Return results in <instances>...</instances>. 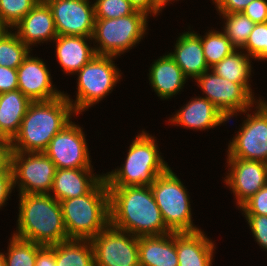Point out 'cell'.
I'll use <instances>...</instances> for the list:
<instances>
[{"label": "cell", "instance_id": "obj_1", "mask_svg": "<svg viewBox=\"0 0 267 266\" xmlns=\"http://www.w3.org/2000/svg\"><path fill=\"white\" fill-rule=\"evenodd\" d=\"M110 224L130 234L159 236L170 233L150 186L108 187Z\"/></svg>", "mask_w": 267, "mask_h": 266}, {"label": "cell", "instance_id": "obj_2", "mask_svg": "<svg viewBox=\"0 0 267 266\" xmlns=\"http://www.w3.org/2000/svg\"><path fill=\"white\" fill-rule=\"evenodd\" d=\"M73 114L76 113L64 94L53 100L32 102L10 141L12 152H44L51 139L71 122Z\"/></svg>", "mask_w": 267, "mask_h": 266}, {"label": "cell", "instance_id": "obj_3", "mask_svg": "<svg viewBox=\"0 0 267 266\" xmlns=\"http://www.w3.org/2000/svg\"><path fill=\"white\" fill-rule=\"evenodd\" d=\"M15 237L42 246L69 240L60 202L50 194H20Z\"/></svg>", "mask_w": 267, "mask_h": 266}, {"label": "cell", "instance_id": "obj_4", "mask_svg": "<svg viewBox=\"0 0 267 266\" xmlns=\"http://www.w3.org/2000/svg\"><path fill=\"white\" fill-rule=\"evenodd\" d=\"M69 239L91 240L110 223L109 189L104 177L85 195L60 201Z\"/></svg>", "mask_w": 267, "mask_h": 266}, {"label": "cell", "instance_id": "obj_5", "mask_svg": "<svg viewBox=\"0 0 267 266\" xmlns=\"http://www.w3.org/2000/svg\"><path fill=\"white\" fill-rule=\"evenodd\" d=\"M154 138L145 131L135 137L122 167L103 174L107 187L151 186L169 168Z\"/></svg>", "mask_w": 267, "mask_h": 266}, {"label": "cell", "instance_id": "obj_6", "mask_svg": "<svg viewBox=\"0 0 267 266\" xmlns=\"http://www.w3.org/2000/svg\"><path fill=\"white\" fill-rule=\"evenodd\" d=\"M150 188L162 219L171 232L200 230L193 225L188 191L170 167L154 180Z\"/></svg>", "mask_w": 267, "mask_h": 266}, {"label": "cell", "instance_id": "obj_7", "mask_svg": "<svg viewBox=\"0 0 267 266\" xmlns=\"http://www.w3.org/2000/svg\"><path fill=\"white\" fill-rule=\"evenodd\" d=\"M147 13L136 10L133 14L111 19H95L92 40L98 55L116 56L132 49L143 39L147 30Z\"/></svg>", "mask_w": 267, "mask_h": 266}, {"label": "cell", "instance_id": "obj_8", "mask_svg": "<svg viewBox=\"0 0 267 266\" xmlns=\"http://www.w3.org/2000/svg\"><path fill=\"white\" fill-rule=\"evenodd\" d=\"M114 58L116 59V56L96 54L75 73L78 74L76 99L75 101L70 99L66 93L64 96L71 103L76 114L99 103L118 83L121 74L114 64Z\"/></svg>", "mask_w": 267, "mask_h": 266}, {"label": "cell", "instance_id": "obj_9", "mask_svg": "<svg viewBox=\"0 0 267 266\" xmlns=\"http://www.w3.org/2000/svg\"><path fill=\"white\" fill-rule=\"evenodd\" d=\"M10 167L19 194H50L56 166L44 152H12Z\"/></svg>", "mask_w": 267, "mask_h": 266}, {"label": "cell", "instance_id": "obj_10", "mask_svg": "<svg viewBox=\"0 0 267 266\" xmlns=\"http://www.w3.org/2000/svg\"><path fill=\"white\" fill-rule=\"evenodd\" d=\"M256 112L246 114L242 127L228 145V158L267 163V101L259 99Z\"/></svg>", "mask_w": 267, "mask_h": 266}, {"label": "cell", "instance_id": "obj_11", "mask_svg": "<svg viewBox=\"0 0 267 266\" xmlns=\"http://www.w3.org/2000/svg\"><path fill=\"white\" fill-rule=\"evenodd\" d=\"M90 241L95 266H139V237L109 223Z\"/></svg>", "mask_w": 267, "mask_h": 266}, {"label": "cell", "instance_id": "obj_12", "mask_svg": "<svg viewBox=\"0 0 267 266\" xmlns=\"http://www.w3.org/2000/svg\"><path fill=\"white\" fill-rule=\"evenodd\" d=\"M196 82L204 97L226 116L227 121L239 112L246 114L258 102L244 86L220 77L213 70L210 73V69L199 76Z\"/></svg>", "mask_w": 267, "mask_h": 266}, {"label": "cell", "instance_id": "obj_13", "mask_svg": "<svg viewBox=\"0 0 267 266\" xmlns=\"http://www.w3.org/2000/svg\"><path fill=\"white\" fill-rule=\"evenodd\" d=\"M44 153L56 169H93L82 127L72 121L51 139Z\"/></svg>", "mask_w": 267, "mask_h": 266}, {"label": "cell", "instance_id": "obj_14", "mask_svg": "<svg viewBox=\"0 0 267 266\" xmlns=\"http://www.w3.org/2000/svg\"><path fill=\"white\" fill-rule=\"evenodd\" d=\"M89 0H56L50 6L57 35L92 37L95 25L94 4Z\"/></svg>", "mask_w": 267, "mask_h": 266}, {"label": "cell", "instance_id": "obj_15", "mask_svg": "<svg viewBox=\"0 0 267 266\" xmlns=\"http://www.w3.org/2000/svg\"><path fill=\"white\" fill-rule=\"evenodd\" d=\"M228 175L224 183L237 200L238 209L267 184V163L241 158H227Z\"/></svg>", "mask_w": 267, "mask_h": 266}, {"label": "cell", "instance_id": "obj_16", "mask_svg": "<svg viewBox=\"0 0 267 266\" xmlns=\"http://www.w3.org/2000/svg\"><path fill=\"white\" fill-rule=\"evenodd\" d=\"M18 90L32 102L49 101L64 94L52 85L51 75L45 62L29 54L17 68Z\"/></svg>", "mask_w": 267, "mask_h": 266}, {"label": "cell", "instance_id": "obj_17", "mask_svg": "<svg viewBox=\"0 0 267 266\" xmlns=\"http://www.w3.org/2000/svg\"><path fill=\"white\" fill-rule=\"evenodd\" d=\"M13 28L17 30L15 33L29 49L33 44L48 40L51 42L58 36L53 13L48 4L38 3Z\"/></svg>", "mask_w": 267, "mask_h": 266}, {"label": "cell", "instance_id": "obj_18", "mask_svg": "<svg viewBox=\"0 0 267 266\" xmlns=\"http://www.w3.org/2000/svg\"><path fill=\"white\" fill-rule=\"evenodd\" d=\"M226 121V116L205 97L193 98L169 119L171 124L196 130L214 128Z\"/></svg>", "mask_w": 267, "mask_h": 266}, {"label": "cell", "instance_id": "obj_19", "mask_svg": "<svg viewBox=\"0 0 267 266\" xmlns=\"http://www.w3.org/2000/svg\"><path fill=\"white\" fill-rule=\"evenodd\" d=\"M178 266H212L215 245L203 231L175 232Z\"/></svg>", "mask_w": 267, "mask_h": 266}, {"label": "cell", "instance_id": "obj_20", "mask_svg": "<svg viewBox=\"0 0 267 266\" xmlns=\"http://www.w3.org/2000/svg\"><path fill=\"white\" fill-rule=\"evenodd\" d=\"M93 169H56L50 195L57 201L87 194L102 178Z\"/></svg>", "mask_w": 267, "mask_h": 266}, {"label": "cell", "instance_id": "obj_21", "mask_svg": "<svg viewBox=\"0 0 267 266\" xmlns=\"http://www.w3.org/2000/svg\"><path fill=\"white\" fill-rule=\"evenodd\" d=\"M184 75L195 80L204 72L211 69L206 62L200 34L193 32L182 33L175 44L174 52L168 53Z\"/></svg>", "mask_w": 267, "mask_h": 266}, {"label": "cell", "instance_id": "obj_22", "mask_svg": "<svg viewBox=\"0 0 267 266\" xmlns=\"http://www.w3.org/2000/svg\"><path fill=\"white\" fill-rule=\"evenodd\" d=\"M139 266H178L175 232L139 237Z\"/></svg>", "mask_w": 267, "mask_h": 266}, {"label": "cell", "instance_id": "obj_23", "mask_svg": "<svg viewBox=\"0 0 267 266\" xmlns=\"http://www.w3.org/2000/svg\"><path fill=\"white\" fill-rule=\"evenodd\" d=\"M90 40L92 37L75 35H58L54 39L57 61L65 73L75 74L96 55L87 43Z\"/></svg>", "mask_w": 267, "mask_h": 266}, {"label": "cell", "instance_id": "obj_24", "mask_svg": "<svg viewBox=\"0 0 267 266\" xmlns=\"http://www.w3.org/2000/svg\"><path fill=\"white\" fill-rule=\"evenodd\" d=\"M186 79L181 68L169 54L160 56L149 69V84L157 96L164 100L178 94Z\"/></svg>", "mask_w": 267, "mask_h": 266}, {"label": "cell", "instance_id": "obj_25", "mask_svg": "<svg viewBox=\"0 0 267 266\" xmlns=\"http://www.w3.org/2000/svg\"><path fill=\"white\" fill-rule=\"evenodd\" d=\"M31 103L18 89L0 94V139L15 137Z\"/></svg>", "mask_w": 267, "mask_h": 266}, {"label": "cell", "instance_id": "obj_26", "mask_svg": "<svg viewBox=\"0 0 267 266\" xmlns=\"http://www.w3.org/2000/svg\"><path fill=\"white\" fill-rule=\"evenodd\" d=\"M56 266H95L90 240L69 239L55 244Z\"/></svg>", "mask_w": 267, "mask_h": 266}, {"label": "cell", "instance_id": "obj_27", "mask_svg": "<svg viewBox=\"0 0 267 266\" xmlns=\"http://www.w3.org/2000/svg\"><path fill=\"white\" fill-rule=\"evenodd\" d=\"M242 52H239L237 49L234 50L230 55L211 67V70L220 77L241 84L254 96L248 81L251 78L252 67L250 58L252 57Z\"/></svg>", "mask_w": 267, "mask_h": 266}, {"label": "cell", "instance_id": "obj_28", "mask_svg": "<svg viewBox=\"0 0 267 266\" xmlns=\"http://www.w3.org/2000/svg\"><path fill=\"white\" fill-rule=\"evenodd\" d=\"M220 16L226 20L223 29L232 46L235 49L243 50L255 23L242 12L220 13Z\"/></svg>", "mask_w": 267, "mask_h": 266}, {"label": "cell", "instance_id": "obj_29", "mask_svg": "<svg viewBox=\"0 0 267 266\" xmlns=\"http://www.w3.org/2000/svg\"><path fill=\"white\" fill-rule=\"evenodd\" d=\"M10 239L8 252L3 253L5 266H35L37 253L43 246L15 236Z\"/></svg>", "mask_w": 267, "mask_h": 266}, {"label": "cell", "instance_id": "obj_30", "mask_svg": "<svg viewBox=\"0 0 267 266\" xmlns=\"http://www.w3.org/2000/svg\"><path fill=\"white\" fill-rule=\"evenodd\" d=\"M200 38L203 53L210 68L236 50L224 32L213 29L209 30L205 36H200Z\"/></svg>", "mask_w": 267, "mask_h": 266}, {"label": "cell", "instance_id": "obj_31", "mask_svg": "<svg viewBox=\"0 0 267 266\" xmlns=\"http://www.w3.org/2000/svg\"><path fill=\"white\" fill-rule=\"evenodd\" d=\"M31 50L11 29L0 37V66L17 69Z\"/></svg>", "mask_w": 267, "mask_h": 266}, {"label": "cell", "instance_id": "obj_32", "mask_svg": "<svg viewBox=\"0 0 267 266\" xmlns=\"http://www.w3.org/2000/svg\"><path fill=\"white\" fill-rule=\"evenodd\" d=\"M37 4V0H0V19L13 29Z\"/></svg>", "mask_w": 267, "mask_h": 266}, {"label": "cell", "instance_id": "obj_33", "mask_svg": "<svg viewBox=\"0 0 267 266\" xmlns=\"http://www.w3.org/2000/svg\"><path fill=\"white\" fill-rule=\"evenodd\" d=\"M93 4L95 19L119 18L137 10L129 0H96Z\"/></svg>", "mask_w": 267, "mask_h": 266}, {"label": "cell", "instance_id": "obj_34", "mask_svg": "<svg viewBox=\"0 0 267 266\" xmlns=\"http://www.w3.org/2000/svg\"><path fill=\"white\" fill-rule=\"evenodd\" d=\"M255 60H267V23H257L250 33L243 51Z\"/></svg>", "mask_w": 267, "mask_h": 266}, {"label": "cell", "instance_id": "obj_35", "mask_svg": "<svg viewBox=\"0 0 267 266\" xmlns=\"http://www.w3.org/2000/svg\"><path fill=\"white\" fill-rule=\"evenodd\" d=\"M244 215H267V184L241 207Z\"/></svg>", "mask_w": 267, "mask_h": 266}, {"label": "cell", "instance_id": "obj_36", "mask_svg": "<svg viewBox=\"0 0 267 266\" xmlns=\"http://www.w3.org/2000/svg\"><path fill=\"white\" fill-rule=\"evenodd\" d=\"M254 239L267 251V215H245Z\"/></svg>", "mask_w": 267, "mask_h": 266}, {"label": "cell", "instance_id": "obj_37", "mask_svg": "<svg viewBox=\"0 0 267 266\" xmlns=\"http://www.w3.org/2000/svg\"><path fill=\"white\" fill-rule=\"evenodd\" d=\"M255 24L267 23V0H252L242 11Z\"/></svg>", "mask_w": 267, "mask_h": 266}, {"label": "cell", "instance_id": "obj_38", "mask_svg": "<svg viewBox=\"0 0 267 266\" xmlns=\"http://www.w3.org/2000/svg\"><path fill=\"white\" fill-rule=\"evenodd\" d=\"M17 89V69L0 66V94Z\"/></svg>", "mask_w": 267, "mask_h": 266}, {"label": "cell", "instance_id": "obj_39", "mask_svg": "<svg viewBox=\"0 0 267 266\" xmlns=\"http://www.w3.org/2000/svg\"><path fill=\"white\" fill-rule=\"evenodd\" d=\"M252 0H213L218 13H240Z\"/></svg>", "mask_w": 267, "mask_h": 266}, {"label": "cell", "instance_id": "obj_40", "mask_svg": "<svg viewBox=\"0 0 267 266\" xmlns=\"http://www.w3.org/2000/svg\"><path fill=\"white\" fill-rule=\"evenodd\" d=\"M13 186V176L11 167L4 172H0V208L3 207L11 194Z\"/></svg>", "mask_w": 267, "mask_h": 266}, {"label": "cell", "instance_id": "obj_41", "mask_svg": "<svg viewBox=\"0 0 267 266\" xmlns=\"http://www.w3.org/2000/svg\"><path fill=\"white\" fill-rule=\"evenodd\" d=\"M35 266H56L55 245L43 246L38 251Z\"/></svg>", "mask_w": 267, "mask_h": 266}, {"label": "cell", "instance_id": "obj_42", "mask_svg": "<svg viewBox=\"0 0 267 266\" xmlns=\"http://www.w3.org/2000/svg\"><path fill=\"white\" fill-rule=\"evenodd\" d=\"M12 147L7 139H0V172L7 171L11 166Z\"/></svg>", "mask_w": 267, "mask_h": 266}, {"label": "cell", "instance_id": "obj_43", "mask_svg": "<svg viewBox=\"0 0 267 266\" xmlns=\"http://www.w3.org/2000/svg\"><path fill=\"white\" fill-rule=\"evenodd\" d=\"M130 3L140 11L149 15H157L161 10L155 5L153 0H129ZM152 13V14H151Z\"/></svg>", "mask_w": 267, "mask_h": 266}, {"label": "cell", "instance_id": "obj_44", "mask_svg": "<svg viewBox=\"0 0 267 266\" xmlns=\"http://www.w3.org/2000/svg\"><path fill=\"white\" fill-rule=\"evenodd\" d=\"M153 1H154L155 5H156L160 10H162L163 7H164L165 5L168 4V2H170V1H174V0H153Z\"/></svg>", "mask_w": 267, "mask_h": 266}, {"label": "cell", "instance_id": "obj_45", "mask_svg": "<svg viewBox=\"0 0 267 266\" xmlns=\"http://www.w3.org/2000/svg\"><path fill=\"white\" fill-rule=\"evenodd\" d=\"M8 26L0 19V37L8 31Z\"/></svg>", "mask_w": 267, "mask_h": 266}, {"label": "cell", "instance_id": "obj_46", "mask_svg": "<svg viewBox=\"0 0 267 266\" xmlns=\"http://www.w3.org/2000/svg\"><path fill=\"white\" fill-rule=\"evenodd\" d=\"M53 1H56V0H37V3H40V4H49Z\"/></svg>", "mask_w": 267, "mask_h": 266}, {"label": "cell", "instance_id": "obj_47", "mask_svg": "<svg viewBox=\"0 0 267 266\" xmlns=\"http://www.w3.org/2000/svg\"><path fill=\"white\" fill-rule=\"evenodd\" d=\"M0 266H5V259L2 252H0Z\"/></svg>", "mask_w": 267, "mask_h": 266}]
</instances>
